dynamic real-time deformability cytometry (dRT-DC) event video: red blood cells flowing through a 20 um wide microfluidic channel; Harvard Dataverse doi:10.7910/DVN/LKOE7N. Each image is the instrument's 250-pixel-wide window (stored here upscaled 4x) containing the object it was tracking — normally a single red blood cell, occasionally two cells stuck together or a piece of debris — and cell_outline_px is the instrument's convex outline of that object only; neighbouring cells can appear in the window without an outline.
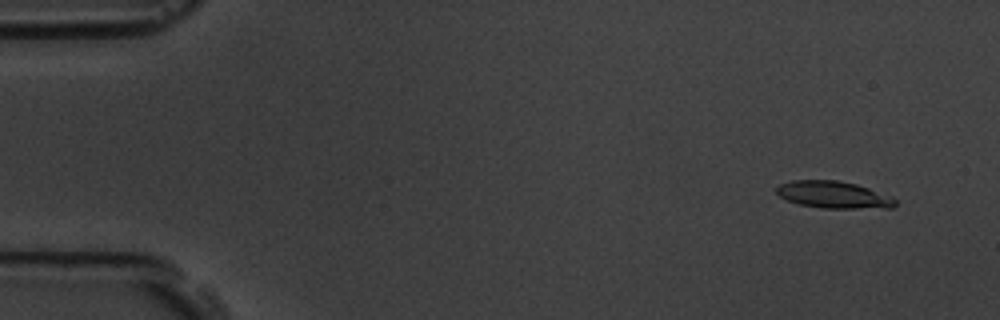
{"species": "common noctule bat (a hibernating species)", "species_latin": "Nyctalus noctula", "temperature_condition": "room temperature", "stored_images_in_passage": 5, "camera_frame_rate_fps": 3000, "um_per_image_px": 0.085, "animal": {"sex": "male", "body_mass_g": 19.5, "forearm_length_mm": 54.6}, "frame": {"image": 1, "passage_image": 1, "time_ms": 0.0, "image_size_px": [1000, 320], "cell_outline_px": [[896, 204], [892, 208], [820, 208], [800, 204], [788, 200], [780, 196], [776, 192], [776, 188], [780, 184], [792, 180], [836, 180], [856, 184], [892, 196], [896, 200]], "centroid_in_image_um": [70.87, 16.55], "position_along_channel_um": 14.1, "area_um2": 18.67}}